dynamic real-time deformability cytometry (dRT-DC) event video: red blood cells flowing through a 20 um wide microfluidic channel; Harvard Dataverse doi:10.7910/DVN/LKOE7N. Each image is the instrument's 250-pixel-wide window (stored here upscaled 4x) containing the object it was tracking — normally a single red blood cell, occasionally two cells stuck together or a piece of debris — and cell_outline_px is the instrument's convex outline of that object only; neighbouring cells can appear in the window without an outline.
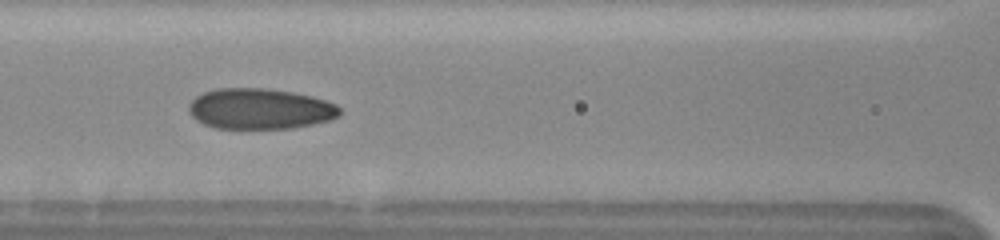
{"species": "human", "species_latin": "Homo sapiens", "temperature_condition": "cold", "stored_images_in_passage": 37, "camera_frame_rate_fps": 3000, "um_per_image_px": 0.085, "donor": {"sex": "female"}, "frame": {"image": 1, "passage_image": 11, "time_ms": 3.333, "image_size_px": [1000, 240], "cell_outline_px": [[340, 116], [332, 120], [292, 128], [216, 128], [204, 124], [196, 120], [188, 112], [188, 104], [196, 96], [204, 92], [216, 88], [264, 88], [292, 92], [312, 96], [336, 104], [340, 108]], "centroid_in_image_um": [22.09, 9.25], "position_along_channel_um": 144.5, "area_um2": 35.89}, "authors_computed_cell_mechanics": {"area_um2": 35.7782, "velocity_mm_per_s": 3.6266, "shape_relaxation_time_tau1_ms": 4.3594, "shape_relaxation_time_tau2_ms": 1.1005, "deformation_change_tau1": 0.1473, "deformation_change_tau2": 0.0594}}